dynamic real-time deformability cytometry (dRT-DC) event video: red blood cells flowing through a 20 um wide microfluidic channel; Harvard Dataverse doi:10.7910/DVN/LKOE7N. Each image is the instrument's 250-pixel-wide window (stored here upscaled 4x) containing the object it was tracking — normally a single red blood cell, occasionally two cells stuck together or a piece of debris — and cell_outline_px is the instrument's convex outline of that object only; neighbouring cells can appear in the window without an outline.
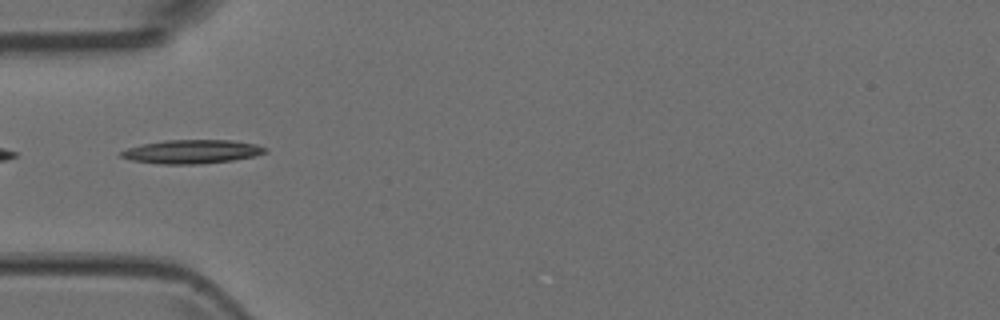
{"species": "Egyptian fruit bat (a non-hibernating species)", "species_latin": "Rousettus aegyptiacus", "temperature_condition": "room temperature", "stored_images_in_passage": 2, "camera_frame_rate_fps": 3000, "um_per_image_px": 0.085, "animal": {"sex": "female"}, "frame": {"image": 1, "passage_image": 2, "time_ms": 0.333, "image_size_px": [1000, 320], "cell_outline_px": [[268, 152], [256, 156], [232, 160], [200, 164], [160, 164], [132, 160], [120, 156], [120, 152], [128, 148], [144, 144], [164, 140], [232, 140], [256, 144], [268, 148]], "centroid_in_image_um": [16.37, 12.89], "position_along_channel_um": 68.6, "area_um2": 19.94}}